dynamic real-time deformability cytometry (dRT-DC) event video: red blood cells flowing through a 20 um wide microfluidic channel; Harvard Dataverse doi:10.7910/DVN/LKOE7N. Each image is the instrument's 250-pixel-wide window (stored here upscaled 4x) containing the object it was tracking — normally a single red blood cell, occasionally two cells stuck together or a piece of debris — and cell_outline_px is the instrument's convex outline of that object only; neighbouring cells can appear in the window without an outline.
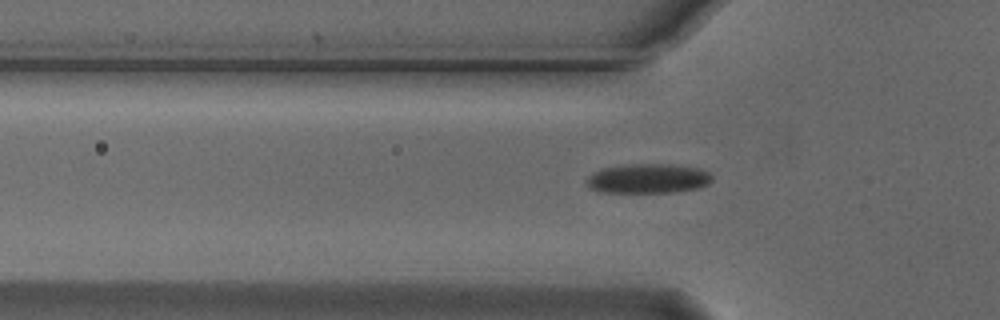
{"species": "Egyptian fruit bat (a non-hibernating species)", "species_latin": "Rousettus aegyptiacus", "temperature_condition": "cold", "stored_images_in_passage": 32, "camera_frame_rate_fps": 3000, "um_per_image_px": 0.085, "animal": {"sex": "male"}, "frame": {"image": 1, "passage_image": 3, "time_ms": 0.667, "image_size_px": [1000, 320], "cell_outline_px": [[712, 180], [708, 184], [700, 188], [676, 192], [596, 192], [588, 188], [588, 176], [592, 172], [600, 168], [628, 164], [668, 164], [696, 168], [708, 172], [712, 176]], "centroid_in_image_um": [55.05, 15.18], "position_along_channel_um": 70.7, "area_um2": 21.73}}
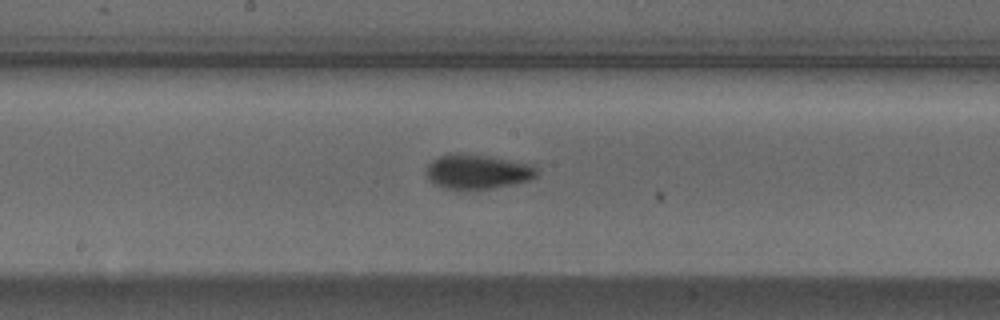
{"frame": {"image": 2, "passage_image": 14, "time_ms": 4.333, "image_size_px": [1000, 320], "cell_outline_px": [[540, 172], [532, 180], [512, 184], [488, 188], [444, 188], [428, 180], [424, 172], [424, 168], [432, 160], [440, 156], [452, 152], [456, 152], [488, 156], [532, 164], [540, 168]], "centroid_in_image_um": [40.59, 14.56], "position_along_channel_um": 207.6, "area_um2": 22.43}}
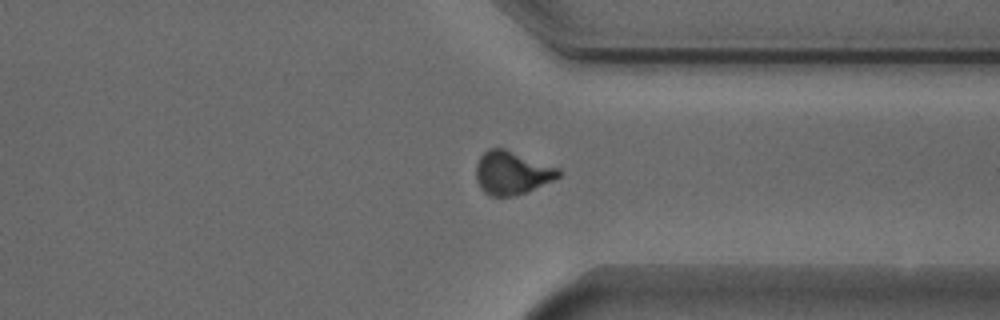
{"frame": {"image": 3, "passage_image": 27, "time_ms": 8.667, "image_size_px": [1000, 320], "cell_outline_px": [[564, 172], [560, 176], [552, 180], [516, 196], [488, 196], [480, 188], [476, 180], [476, 164], [480, 156], [488, 148], [504, 148], [560, 168]], "centroid_in_image_um": [43.5, 14.68], "position_along_channel_um": 367.9, "area_um2": 20.92}}